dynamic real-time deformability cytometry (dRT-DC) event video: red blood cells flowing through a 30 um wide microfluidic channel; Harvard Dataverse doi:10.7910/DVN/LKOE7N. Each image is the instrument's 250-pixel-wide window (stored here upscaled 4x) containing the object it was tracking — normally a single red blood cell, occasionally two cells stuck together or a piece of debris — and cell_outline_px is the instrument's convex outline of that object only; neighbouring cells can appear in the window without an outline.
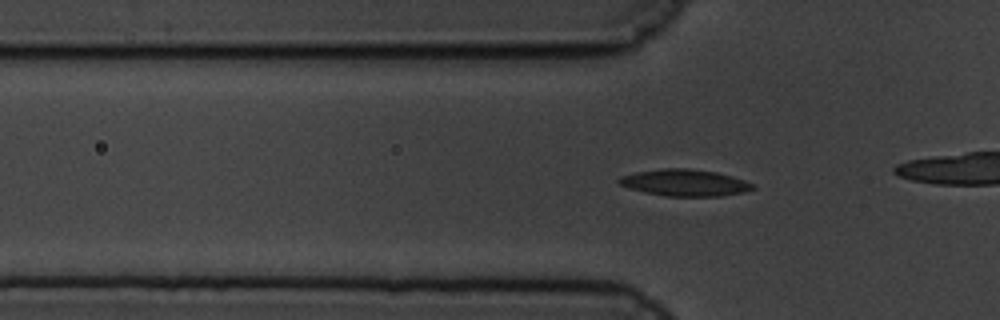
{"species": "common noctule bat (a hibernating species)", "species_latin": "Nyctalus noctula", "temperature_condition": "cold", "stored_images_in_passage": 48, "camera_frame_rate_fps": 3000, "um_per_image_px": 0.085, "animal": {"sex": "male", "body_mass_g": 19.5, "forearm_length_mm": 54.6}, "frame": {"image": 1, "passage_image": 19, "time_ms": 6.0, "image_size_px": [1000, 320], "cell_outline_px": [[756, 188], [744, 192], [720, 196], [664, 196], [644, 192], [628, 188], [620, 184], [616, 180], [620, 176], [636, 172], [660, 168], [688, 168], [716, 172], [732, 176], [744, 180], [752, 184]], "centroid_in_image_um": [58.17, 15.53], "position_along_channel_um": 67.6, "area_um2": 20.87}}
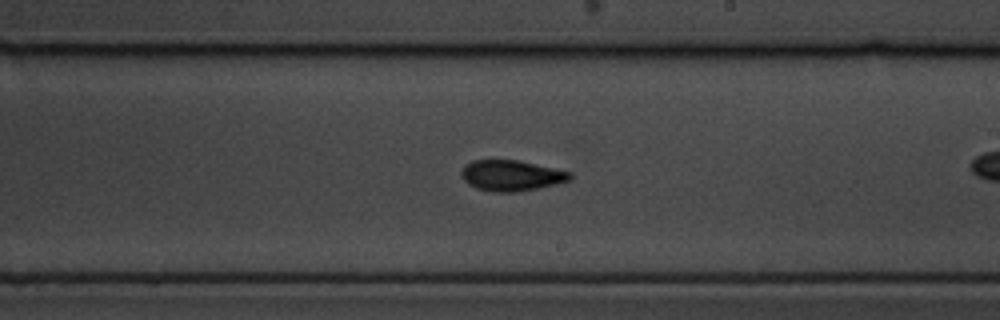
{"frame": {"image": 2, "passage_image": 35, "time_ms": 11.333, "image_size_px": [1000, 320], "cell_outline_px": [[572, 180], [556, 184], [516, 192], [492, 192], [476, 188], [468, 184], [460, 176], [460, 172], [472, 160], [516, 160], [572, 172]], "centroid_in_image_um": [43.46, 14.93], "position_along_channel_um": 245.5, "area_um2": 19.36}}
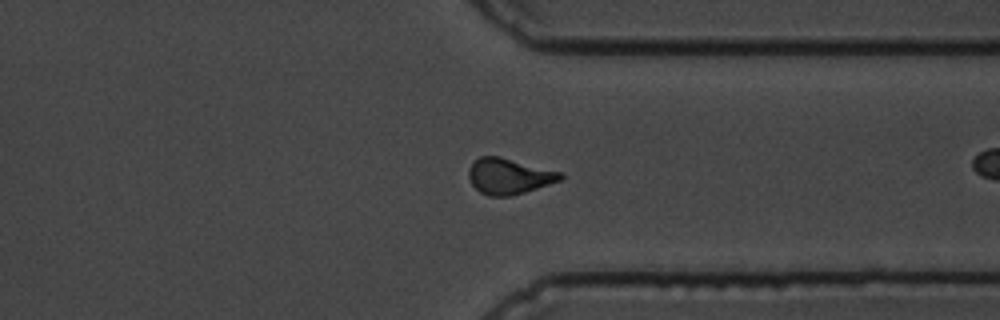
{"frame": {"image": 3, "passage_image": 46, "time_ms": 15.0, "image_size_px": [1000, 320], "cell_outline_px": [[564, 176], [560, 180], [512, 196], [488, 196], [480, 192], [472, 184], [468, 176], [468, 172], [472, 164], [480, 156], [500, 156], [564, 172]], "centroid_in_image_um": [43.28, 14.97], "position_along_channel_um": 368.1, "area_um2": 19.13}}